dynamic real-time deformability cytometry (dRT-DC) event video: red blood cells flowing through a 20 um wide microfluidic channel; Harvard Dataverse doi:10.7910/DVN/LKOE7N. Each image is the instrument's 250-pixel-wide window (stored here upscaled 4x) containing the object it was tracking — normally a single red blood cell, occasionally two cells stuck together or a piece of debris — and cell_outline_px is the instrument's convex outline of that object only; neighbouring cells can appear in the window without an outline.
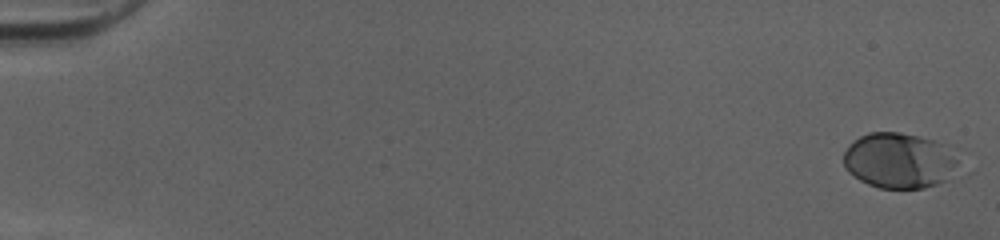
{"species": "human", "species_latin": "Homo sapiens", "temperature_condition": "cold", "stored_images_in_passage": 52, "camera_frame_rate_fps": 3000, "um_per_image_px": 0.085, "donor": {"sex": "female"}, "frame": {"image": 1, "passage_image": 1, "time_ms": 0.0, "image_size_px": [1000, 240], "cell_outline_px": [[972, 172], [968, 176], [924, 188], [880, 188], [868, 184], [860, 180], [848, 172], [844, 164], [844, 152], [848, 144], [860, 136], [868, 132], [900, 132], [920, 136], [932, 140], [940, 144]], "centroid_in_image_um": [76.61, 13.7], "position_along_channel_um": 8.4, "area_um2": 38.67}}
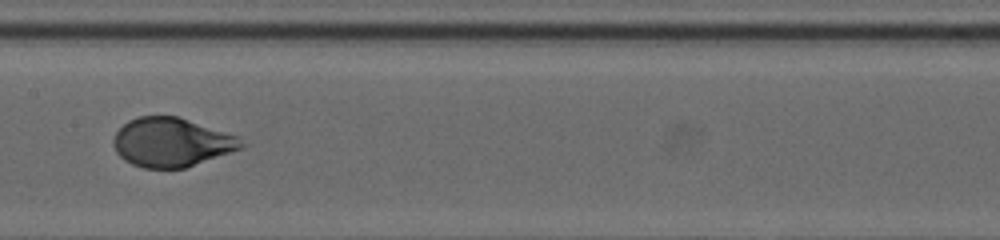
{"frame": {"image": 2, "passage_image": 28, "time_ms": 9.0, "image_size_px": [1000, 240], "cell_outline_px": [[252, 144], [244, 148], [184, 168], [144, 168], [132, 164], [124, 160], [116, 152], [112, 144], [112, 140], [116, 132], [128, 120], [140, 116], [176, 116], [240, 136]], "centroid_in_image_um": [14.64, 12.1], "position_along_channel_um": 192.8, "area_um2": 36.88}}
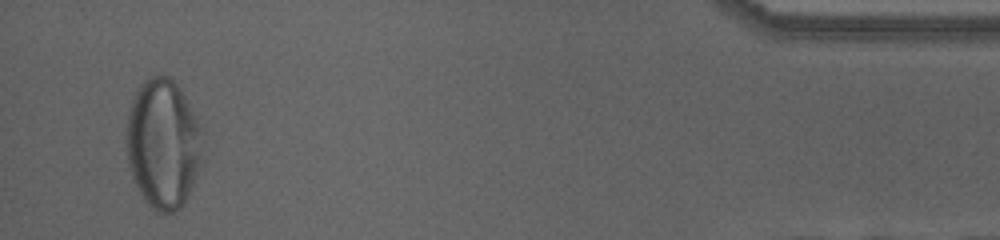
{"frame": {"image": 3, "passage_image": 50, "time_ms": 16.333, "image_size_px": [1000, 240], "cell_outline_px": [[200, 160], [196, 176], [188, 196], [184, 204], [180, 208], [172, 212], [156, 212], [148, 204], [140, 192], [132, 176], [128, 164], [128, 112], [132, 100], [140, 84], [148, 76], [168, 76], [176, 84], [184, 96], [200, 124]], "centroid_in_image_um": [13.85, 12.22], "position_along_channel_um": 421.4, "area_um2": 56.47}, "authors_computed_cell_mechanics": {"area_um2": 37.2521, "velocity_mm_per_s": 4.0259, "shape_relaxation_time_tau1_ms": 3.4607, "shape_relaxation_time_tau2_ms": null, "deformation_change_tau1": 0.1856, "deformation_change_tau2": null}}